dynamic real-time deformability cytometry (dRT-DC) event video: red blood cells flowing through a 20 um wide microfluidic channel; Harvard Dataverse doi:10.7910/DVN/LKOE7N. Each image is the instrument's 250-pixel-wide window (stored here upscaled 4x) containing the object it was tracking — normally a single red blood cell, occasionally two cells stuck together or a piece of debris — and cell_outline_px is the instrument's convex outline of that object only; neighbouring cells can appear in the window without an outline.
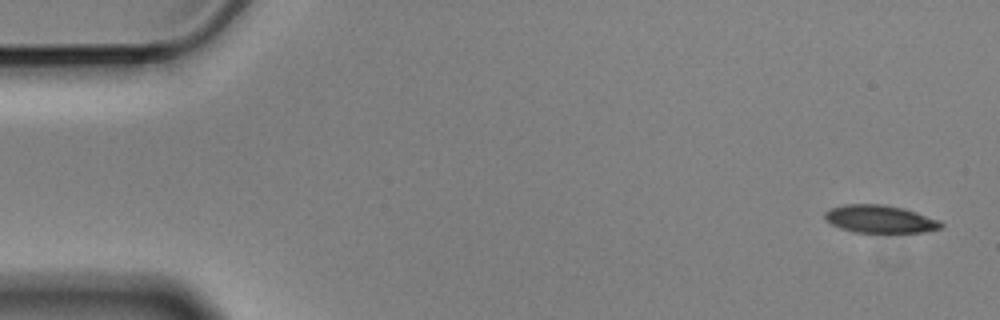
{"species": "Egyptian fruit bat (a non-hibernating species)", "species_latin": "Rousettus aegyptiacus", "temperature_condition": "cold", "stored_images_in_passage": 4, "camera_frame_rate_fps": 3000, "um_per_image_px": 0.085, "animal": {"sex": "male"}, "frame": {"image": 1, "passage_image": 1, "time_ms": 0.0, "image_size_px": [1000, 320], "cell_outline_px": [[944, 224], [940, 228], [924, 232], [856, 232], [840, 228], [824, 220], [824, 212], [832, 208], [844, 204], [884, 204], [904, 208], [940, 220]], "centroid_in_image_um": [74.79, 18.61], "position_along_channel_um": 10.2, "area_um2": 18.79}}
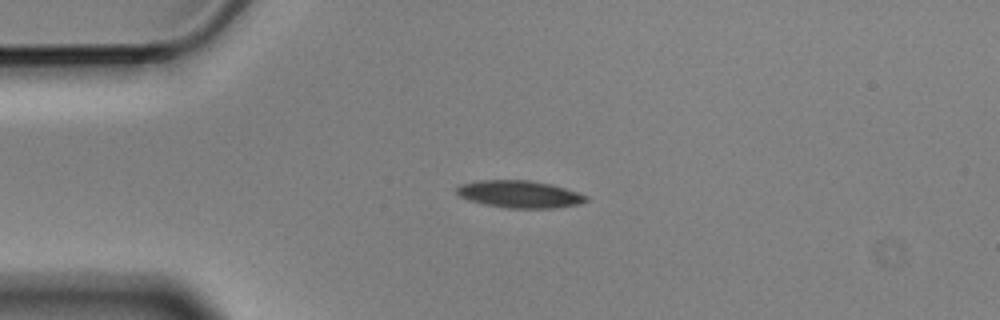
{"frame": {"image": 2, "passage_image": 3, "time_ms": 0.667, "image_size_px": [1000, 320], "cell_outline_px": [[588, 200], [580, 204], [556, 208], [508, 208], [484, 204], [460, 196], [456, 192], [456, 188], [460, 184], [476, 180], [532, 180], [552, 184], [588, 196]], "centroid_in_image_um": [44.17, 16.5], "position_along_channel_um": 40.8, "area_um2": 20.58}}